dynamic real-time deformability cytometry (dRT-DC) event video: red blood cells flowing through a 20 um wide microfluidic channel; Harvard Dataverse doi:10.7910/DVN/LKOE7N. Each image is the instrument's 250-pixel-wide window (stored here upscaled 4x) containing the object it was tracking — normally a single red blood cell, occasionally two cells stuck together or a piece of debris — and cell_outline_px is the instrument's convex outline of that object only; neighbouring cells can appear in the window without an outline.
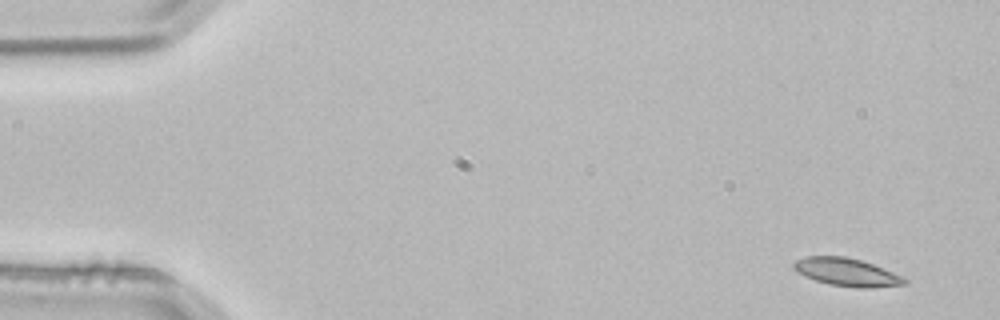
{"species": "common noctule bat (a hibernating species)", "species_latin": "Nyctalus noctula", "temperature_condition": "room temperature", "stored_images_in_passage": 3, "camera_frame_rate_fps": 3000, "um_per_image_px": 0.085, "animal": {"sex": "male", "body_mass_g": 21.5, "forearm_length_mm": 52.0}, "frame": {"image": 1, "passage_image": 1, "time_ms": 0.0, "image_size_px": [1000, 320], "cell_outline_px": [[908, 284], [868, 288], [860, 288], [828, 284], [816, 280], [796, 272], [792, 268], [792, 264], [796, 260], [804, 256], [844, 256], [860, 260], [872, 264], [904, 276], [908, 280]], "centroid_in_image_um": [71.98, 23.13], "position_along_channel_um": 13.0, "area_um2": 18.09}}
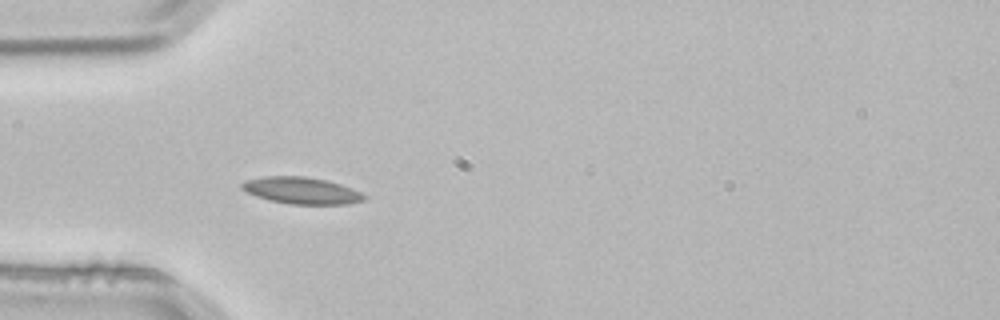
{"frame": {"image": 2, "passage_image": 3, "time_ms": 0.667, "image_size_px": [1000, 320], "cell_outline_px": [[368, 200], [348, 204], [288, 204], [256, 196], [240, 188], [240, 184], [244, 180], [264, 176], [304, 176], [328, 180], [352, 188], [368, 196]], "centroid_in_image_um": [25.66, 16.19], "position_along_channel_um": 59.3, "area_um2": 19.25}}